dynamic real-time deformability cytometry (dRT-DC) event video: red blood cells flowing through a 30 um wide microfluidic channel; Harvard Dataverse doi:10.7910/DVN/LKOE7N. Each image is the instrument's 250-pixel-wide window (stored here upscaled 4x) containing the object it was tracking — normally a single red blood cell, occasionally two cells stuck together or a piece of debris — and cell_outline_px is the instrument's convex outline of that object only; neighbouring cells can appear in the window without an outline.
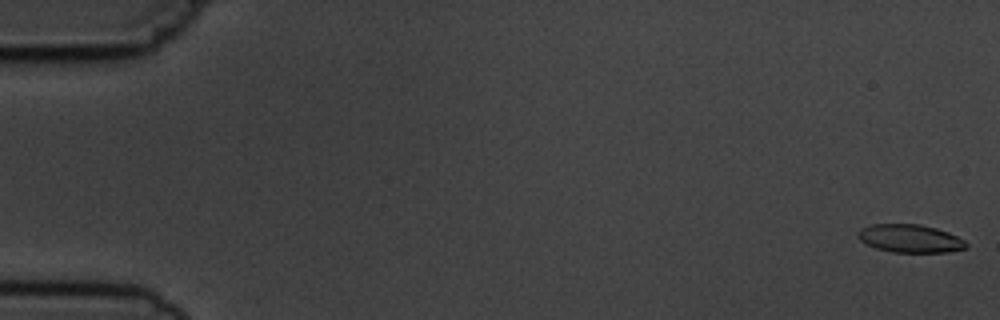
{"species": "common noctule bat (a hibernating species)", "species_latin": "Nyctalus noctula", "temperature_condition": "cold", "stored_images_in_passage": 5, "camera_frame_rate_fps": 3000, "um_per_image_px": 0.085, "animal": {"sex": "male", "body_mass_g": 19.5, "forearm_length_mm": 54.6}, "frame": {"image": 1, "passage_image": 1, "time_ms": 0.0, "image_size_px": [1000, 320], "cell_outline_px": [[968, 244], [964, 248], [948, 252], [892, 252], [876, 248], [860, 240], [856, 236], [856, 232], [860, 228], [872, 224], [920, 224], [936, 228], [948, 232], [964, 240]], "centroid_in_image_um": [77.32, 20.26], "position_along_channel_um": 7.7, "area_um2": 17.69}}
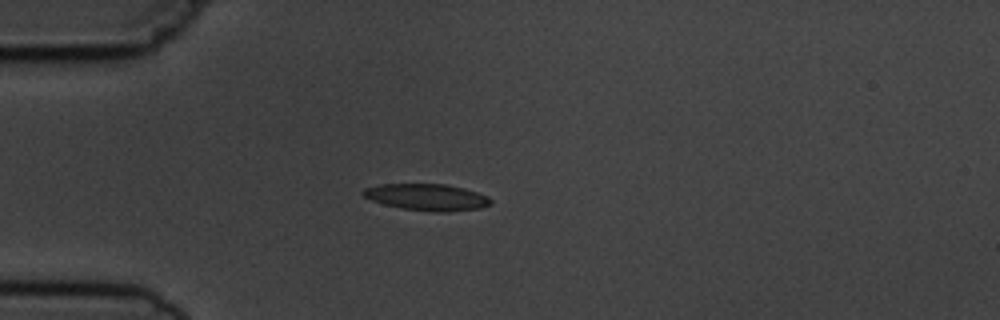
{"frame": {"image": 2, "passage_image": 5, "time_ms": 4.667, "image_size_px": [1000, 320], "cell_outline_px": [[492, 204], [480, 208], [448, 212], [436, 212], [404, 208], [384, 204], [372, 200], [364, 196], [360, 192], [364, 188], [380, 184], [448, 184], [464, 188], [488, 196], [492, 200]], "centroid_in_image_um": [36.31, 16.75], "position_along_channel_um": 48.7, "area_um2": 19.77}}